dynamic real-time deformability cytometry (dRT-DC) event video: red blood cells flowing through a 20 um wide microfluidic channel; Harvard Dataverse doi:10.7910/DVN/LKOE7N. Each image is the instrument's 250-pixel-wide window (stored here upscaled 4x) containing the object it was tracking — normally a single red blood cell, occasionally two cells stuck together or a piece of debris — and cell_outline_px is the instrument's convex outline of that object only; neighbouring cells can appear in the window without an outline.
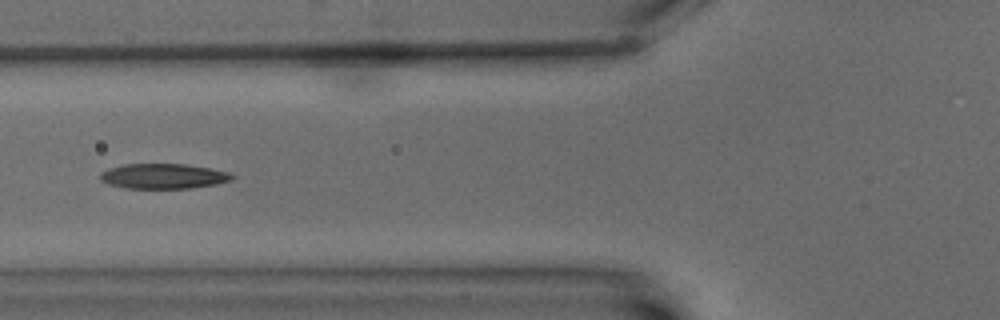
{"species": "common noctule bat (a hibernating species)", "species_latin": "Nyctalus noctula", "temperature_condition": "warm", "stored_images_in_passage": 10, "camera_frame_rate_fps": 3000, "um_per_image_px": 0.085, "animal": {"sex": "male", "body_mass_g": 15.6}, "frame": {"image": 1, "passage_image": 8, "time_ms": 8.0, "image_size_px": [1000, 320], "cell_outline_px": [[236, 176], [232, 180], [216, 184], [192, 188], [128, 188], [112, 184], [100, 180], [100, 172], [108, 168], [124, 164], [184, 164], [212, 168], [228, 172]], "centroid_in_image_um": [13.92, 14.96], "position_along_channel_um": 111.9, "area_um2": 19.25}}
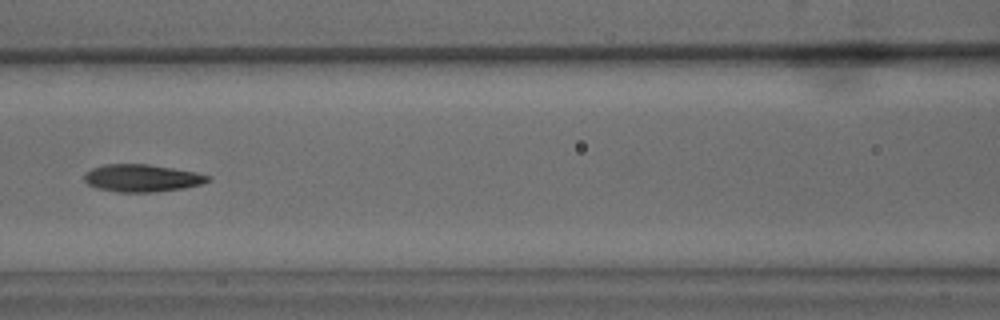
{"frame": {"image": 2, "passage_image": 9, "time_ms": 9.333, "image_size_px": [1000, 320], "cell_outline_px": [[212, 180], [204, 184], [184, 188], [156, 192], [116, 192], [96, 188], [88, 184], [84, 180], [84, 172], [92, 168], [104, 164], [148, 164], [196, 172], [212, 176]], "centroid_in_image_um": [12.09, 15.14], "position_along_channel_um": 154.5, "area_um2": 20.06}}
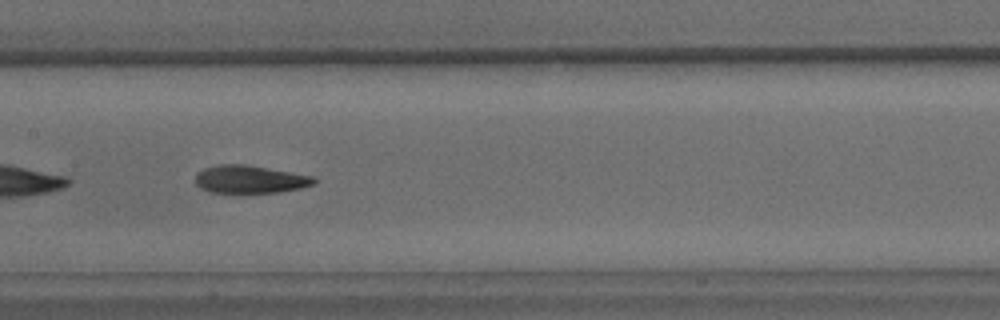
{"frame": {"image": 3, "passage_image": 10, "time_ms": 10.333, "image_size_px": [1000, 320], "cell_outline_px": [[316, 184], [300, 188], [280, 192], [240, 196], [212, 192], [200, 188], [196, 184], [196, 172], [204, 168], [216, 164], [244, 164], [316, 176]], "centroid_in_image_um": [21.24, 15.28], "position_along_channel_um": 186.2, "area_um2": 20.29}}